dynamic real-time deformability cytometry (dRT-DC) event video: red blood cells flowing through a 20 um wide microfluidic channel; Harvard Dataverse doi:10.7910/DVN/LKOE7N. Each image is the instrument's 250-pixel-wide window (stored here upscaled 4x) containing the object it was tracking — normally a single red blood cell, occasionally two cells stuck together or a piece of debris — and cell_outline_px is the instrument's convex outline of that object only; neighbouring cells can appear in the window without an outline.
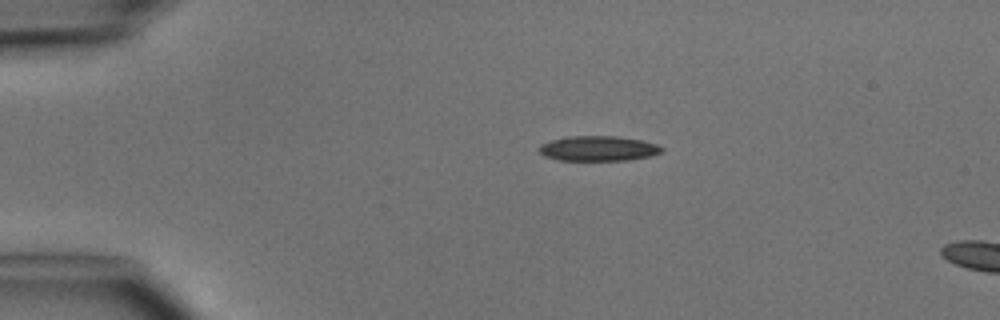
{"species": "common noctule bat (a hibernating species)", "species_latin": "Nyctalus noctula", "temperature_condition": "cold", "stored_images_in_passage": 3, "camera_frame_rate_fps": 3000, "um_per_image_px": 0.085, "animal": {"sex": "male", "body_mass_g": 15.6}, "frame": {"image": 1, "passage_image": 1, "time_ms": 0.0, "image_size_px": [1000, 320], "cell_outline_px": [[664, 152], [648, 156], [628, 160], [556, 160], [544, 156], [540, 152], [540, 144], [564, 136], [616, 136], [640, 140], [656, 144], [664, 148]], "centroid_in_image_um": [50.84, 12.62], "position_along_channel_um": 34.2, "area_um2": 17.86}}